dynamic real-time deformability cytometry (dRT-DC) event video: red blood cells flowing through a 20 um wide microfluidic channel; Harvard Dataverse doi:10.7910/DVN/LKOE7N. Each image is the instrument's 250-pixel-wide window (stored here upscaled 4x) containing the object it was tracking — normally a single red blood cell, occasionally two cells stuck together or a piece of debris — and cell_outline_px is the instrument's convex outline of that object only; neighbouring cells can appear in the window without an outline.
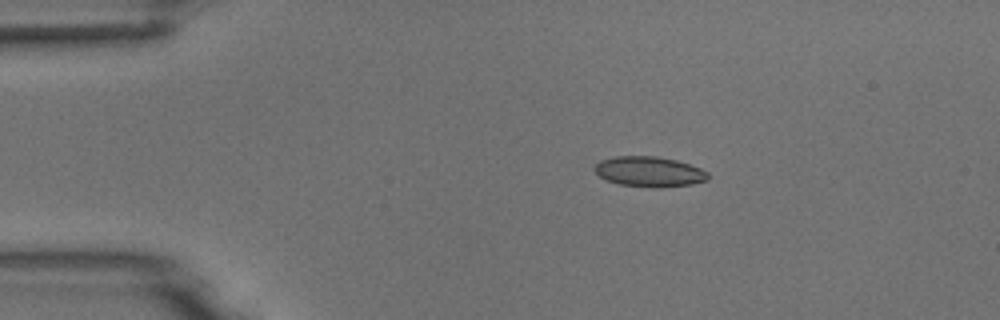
{"species": "common noctule bat (a hibernating species)", "species_latin": "Nyctalus noctula", "temperature_condition": "room temperature", "stored_images_in_passage": 6, "camera_frame_rate_fps": 3000, "um_per_image_px": 0.085, "animal": {"sex": "male", "body_mass_g": 18.8}, "frame": {"image": 1, "passage_image": 1, "time_ms": 0.0, "image_size_px": [1000, 320], "cell_outline_px": [[708, 180], [692, 184], [660, 188], [652, 188], [620, 184], [608, 180], [600, 176], [592, 168], [600, 160], [616, 156], [656, 156], [676, 160], [700, 168], [708, 172]], "centroid_in_image_um": [55.19, 14.59], "position_along_channel_um": 29.8, "area_um2": 20.0}}
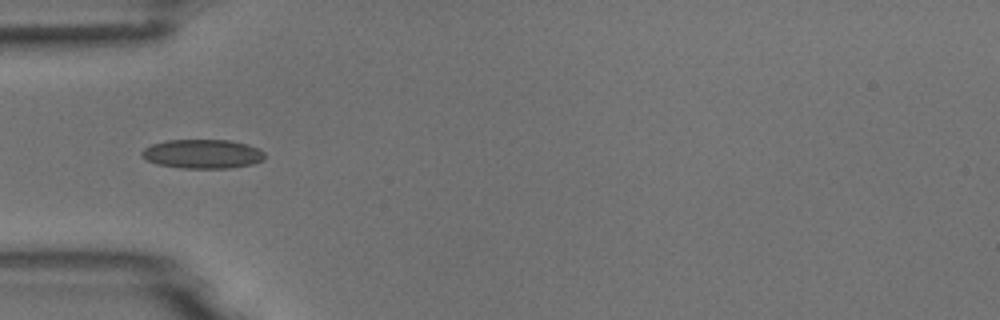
{"frame": {"image": 2, "passage_image": 3, "time_ms": 2.333, "image_size_px": [1000, 320], "cell_outline_px": [[264, 160], [252, 164], [232, 168], [180, 168], [156, 164], [144, 160], [140, 156], [140, 152], [144, 148], [152, 144], [168, 140], [228, 140], [248, 144], [264, 152]], "centroid_in_image_um": [17.17, 13.09], "position_along_channel_um": 67.8, "area_um2": 21.04}}